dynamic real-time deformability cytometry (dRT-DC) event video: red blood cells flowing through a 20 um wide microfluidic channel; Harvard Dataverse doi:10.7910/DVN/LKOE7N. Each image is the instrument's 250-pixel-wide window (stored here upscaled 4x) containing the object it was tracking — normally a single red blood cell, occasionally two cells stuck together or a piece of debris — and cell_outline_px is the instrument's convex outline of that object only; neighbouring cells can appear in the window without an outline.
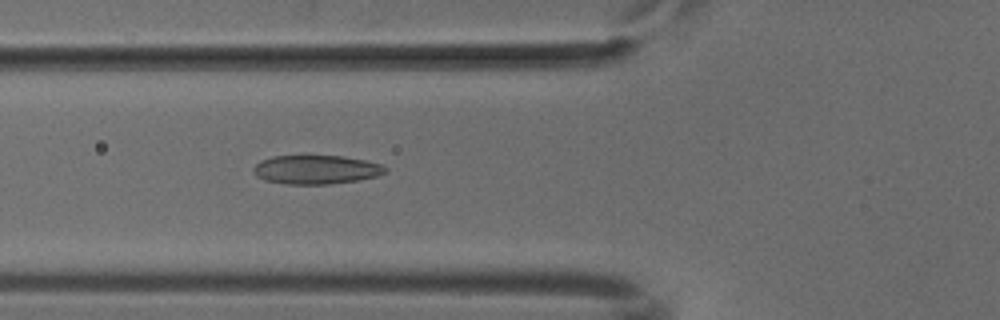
{"species": "common noctule bat (a hibernating species)", "species_latin": "Nyctalus noctula", "temperature_condition": "cold", "stored_images_in_passage": 47, "camera_frame_rate_fps": 3000, "um_per_image_px": 0.085, "animal": {"sex": "male", "body_mass_g": 18.8}, "frame": {"image": 1, "passage_image": 19, "time_ms": 6.0, "image_size_px": [1000, 320], "cell_outline_px": [[388, 172], [376, 176], [360, 180], [328, 184], [288, 184], [264, 180], [256, 176], [252, 172], [252, 168], [260, 160], [272, 156], [344, 156], [364, 160], [380, 164], [388, 168]], "centroid_in_image_um": [26.86, 14.42], "position_along_channel_um": 98.9, "area_um2": 22.31}}
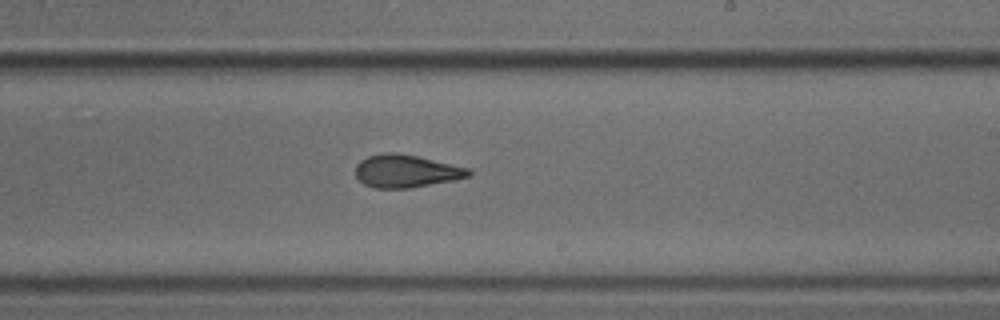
{"frame": {"image": 2, "passage_image": 31, "time_ms": 10.0, "image_size_px": [1000, 320], "cell_outline_px": [[472, 172], [468, 176], [456, 180], [412, 188], [372, 188], [364, 184], [356, 176], [356, 164], [360, 160], [368, 156], [384, 152], [396, 152], [416, 156], [468, 168]], "centroid_in_image_um": [34.49, 14.55], "position_along_channel_um": 254.5, "area_um2": 21.62}}
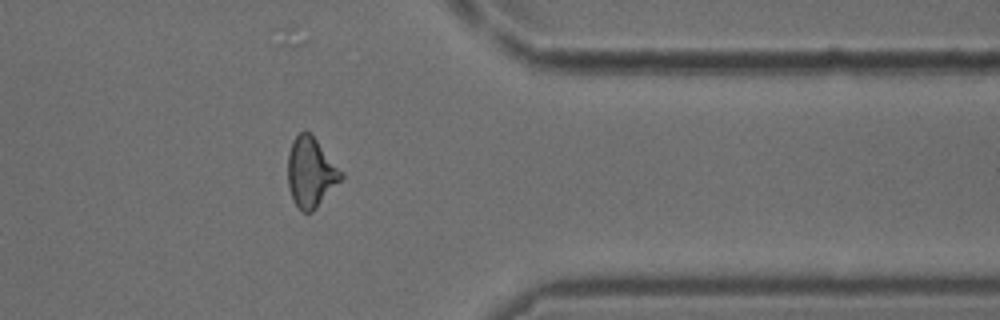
{"frame": {"image": 3, "passage_image": 42, "time_ms": 13.667, "image_size_px": [1000, 320], "cell_outline_px": [[344, 176], [316, 208], [312, 212], [300, 212], [288, 188], [288, 152], [292, 140], [300, 132], [308, 132], [316, 140], [344, 172]], "centroid_in_image_um": [26.41, 14.66], "position_along_channel_um": 385.0, "area_um2": 21.5}}